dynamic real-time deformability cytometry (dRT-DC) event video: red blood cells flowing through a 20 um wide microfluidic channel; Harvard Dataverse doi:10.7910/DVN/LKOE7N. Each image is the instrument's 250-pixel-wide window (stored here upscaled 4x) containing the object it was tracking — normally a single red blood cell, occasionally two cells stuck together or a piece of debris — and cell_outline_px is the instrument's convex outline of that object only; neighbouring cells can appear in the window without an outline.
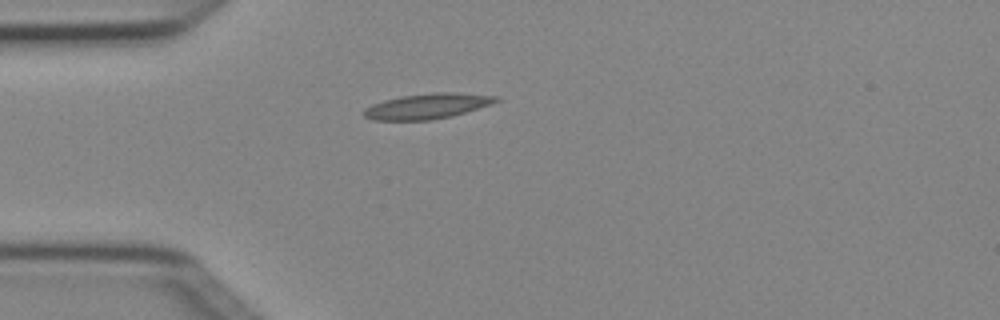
{"species": "Egyptian fruit bat (a non-hibernating species)", "species_latin": "Rousettus aegyptiacus", "temperature_condition": "cold", "stored_images_in_passage": 4, "camera_frame_rate_fps": 3000, "um_per_image_px": 0.085, "animal": {"sex": "female"}, "frame": {"image": 1, "passage_image": 4, "time_ms": 1.0, "image_size_px": [1000, 320], "cell_outline_px": [[500, 100], [492, 104], [452, 116], [432, 120], [372, 120], [364, 116], [364, 108], [372, 104], [384, 100], [400, 96], [436, 92], [456, 92], [500, 96]], "centroid_in_image_um": [36.35, 9.01], "position_along_channel_um": 48.7, "area_um2": 19.65}}